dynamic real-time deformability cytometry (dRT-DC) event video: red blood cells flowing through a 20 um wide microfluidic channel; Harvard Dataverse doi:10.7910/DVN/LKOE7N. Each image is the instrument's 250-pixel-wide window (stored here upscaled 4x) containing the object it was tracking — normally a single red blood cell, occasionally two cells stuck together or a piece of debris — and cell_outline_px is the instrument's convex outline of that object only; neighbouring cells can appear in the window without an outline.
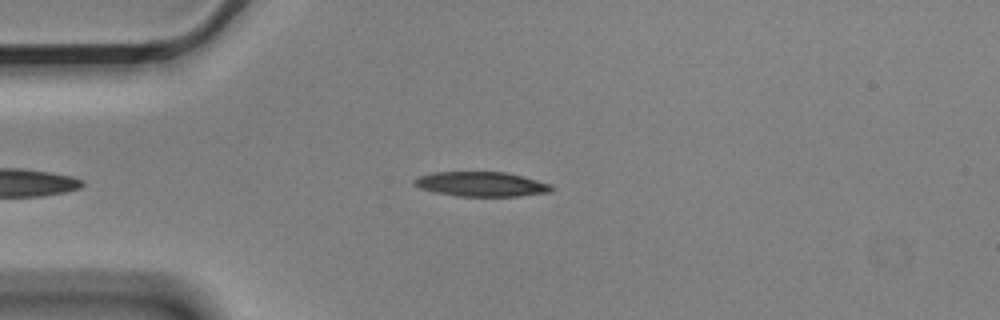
{"species": "Egyptian fruit bat (a non-hibernating species)", "species_latin": "Rousettus aegyptiacus", "temperature_condition": "cold", "stored_images_in_passage": 4, "camera_frame_rate_fps": 3000, "um_per_image_px": 0.085, "animal": {"sex": "male"}, "frame": {"image": 1, "passage_image": 4, "time_ms": 1.0, "image_size_px": [1000, 320], "cell_outline_px": [[552, 192], [520, 196], [456, 196], [436, 192], [420, 188], [412, 184], [412, 180], [416, 176], [432, 172], [504, 172], [552, 184]], "centroid_in_image_um": [40.86, 15.65], "position_along_channel_um": 44.1, "area_um2": 19.77}}